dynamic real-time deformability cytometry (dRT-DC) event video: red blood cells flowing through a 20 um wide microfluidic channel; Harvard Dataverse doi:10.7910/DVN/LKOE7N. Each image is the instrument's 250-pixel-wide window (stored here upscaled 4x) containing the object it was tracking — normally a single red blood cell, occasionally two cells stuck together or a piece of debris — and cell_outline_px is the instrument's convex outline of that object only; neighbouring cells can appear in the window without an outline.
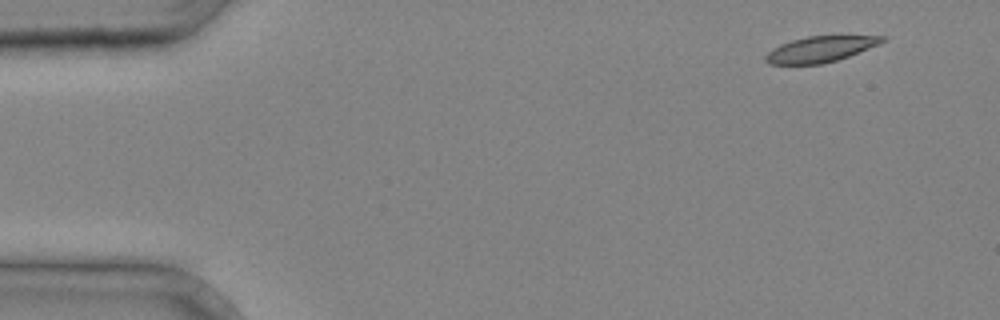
{"species": "common noctule bat (a hibernating species)", "species_latin": "Nyctalus noctula", "temperature_condition": "cold", "stored_images_in_passage": 3, "camera_frame_rate_fps": 3000, "um_per_image_px": 0.085, "animal": {"sex": "male", "body_mass_g": 20.4}, "frame": {"image": 1, "passage_image": 1, "time_ms": 0.0, "image_size_px": [1000, 320], "cell_outline_px": [[888, 40], [848, 56], [824, 64], [768, 64], [764, 60], [764, 56], [772, 48], [780, 44], [792, 40], [808, 36], [888, 36]], "centroid_in_image_um": [69.7, 4.18], "position_along_channel_um": 15.3, "area_um2": 17.46}}
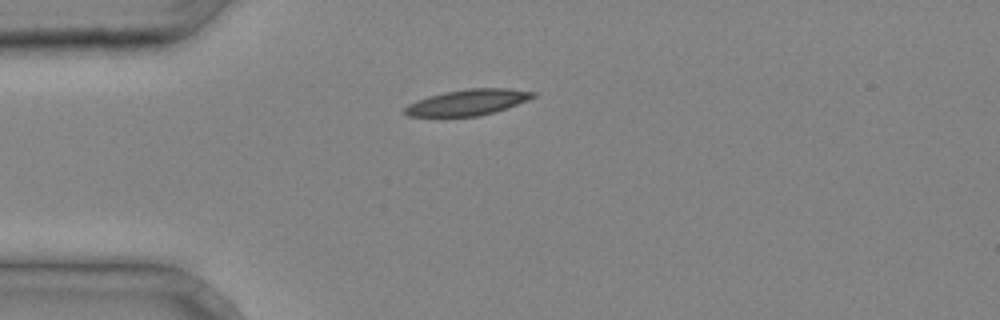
{"frame": {"image": 2, "passage_image": 3, "time_ms": 0.667, "image_size_px": [1000, 320], "cell_outline_px": [[536, 96], [516, 104], [480, 116], [408, 116], [404, 112], [404, 108], [408, 104], [416, 100], [428, 96], [444, 92], [468, 88], [508, 88], [536, 92]], "centroid_in_image_um": [39.72, 8.68], "position_along_channel_um": 45.3, "area_um2": 19.13}}